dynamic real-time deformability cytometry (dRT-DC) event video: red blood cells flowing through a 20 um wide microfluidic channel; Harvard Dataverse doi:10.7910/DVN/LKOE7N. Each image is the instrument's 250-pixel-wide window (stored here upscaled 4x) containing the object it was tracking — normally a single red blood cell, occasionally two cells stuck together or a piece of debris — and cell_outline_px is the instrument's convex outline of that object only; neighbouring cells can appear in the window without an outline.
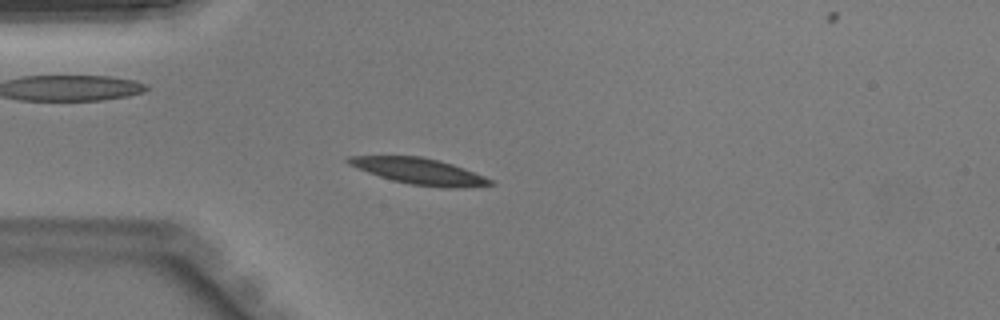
{"species": "Egyptian fruit bat (a non-hibernating species)", "species_latin": "Rousettus aegyptiacus", "temperature_condition": "warm", "stored_images_in_passage": 42, "camera_frame_rate_fps": 3000, "um_per_image_px": 0.085, "animal": {"sex": "male"}, "frame": {"image": 1, "passage_image": 9, "time_ms": 2.667, "image_size_px": [1000, 320], "cell_outline_px": [[496, 184], [464, 188], [440, 188], [412, 184], [392, 180], [356, 168], [348, 164], [344, 160], [348, 156], [420, 156], [452, 164], [484, 176], [492, 180]], "centroid_in_image_um": [35.64, 14.56], "position_along_channel_um": 49.4, "area_um2": 21.5}}
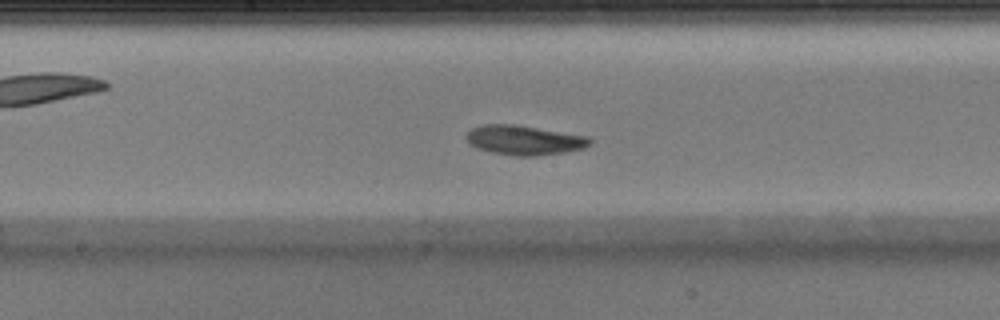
{"frame": {"image": 2, "passage_image": 20, "time_ms": 6.333, "image_size_px": [1000, 320], "cell_outline_px": [[592, 144], [584, 148], [568, 152], [536, 156], [516, 156], [492, 152], [476, 148], [468, 144], [464, 136], [472, 128], [484, 124], [516, 124], [588, 136], [592, 140]], "centroid_in_image_um": [44.56, 11.91], "position_along_channel_um": 203.6, "area_um2": 21.62}}
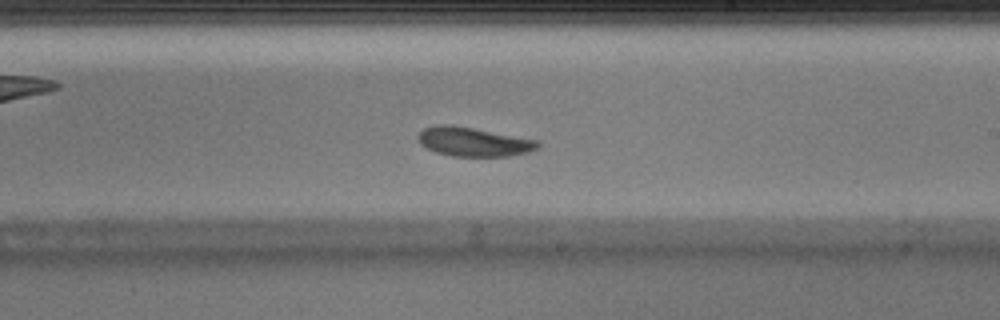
{"frame": {"image": 3, "passage_image": 23, "time_ms": 7.333, "image_size_px": [1000, 320], "cell_outline_px": [[540, 148], [528, 152], [508, 156], [452, 156], [436, 152], [420, 144], [416, 140], [416, 136], [424, 128], [436, 124], [452, 124], [540, 140]], "centroid_in_image_um": [40.25, 12.04], "position_along_channel_um": 248.8, "area_um2": 20.58}}